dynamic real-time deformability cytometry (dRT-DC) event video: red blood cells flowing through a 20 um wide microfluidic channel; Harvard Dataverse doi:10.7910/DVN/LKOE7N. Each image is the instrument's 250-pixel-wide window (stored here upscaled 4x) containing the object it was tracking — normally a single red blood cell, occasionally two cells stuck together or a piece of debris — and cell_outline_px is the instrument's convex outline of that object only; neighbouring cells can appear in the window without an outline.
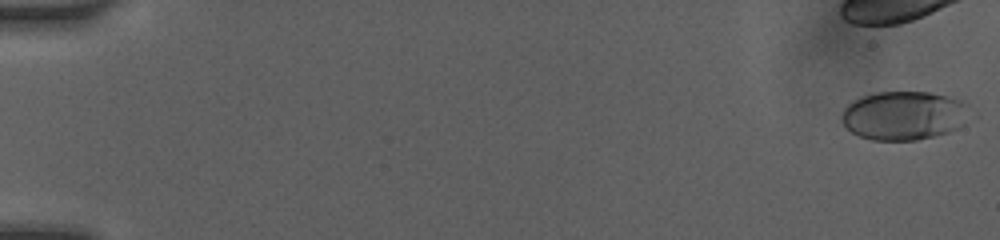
{"species": "human", "species_latin": "Homo sapiens", "temperature_condition": "room temperature", "stored_images_in_passage": 36, "camera_frame_rate_fps": 3000, "um_per_image_px": 0.085, "donor": {"sex": "female"}, "frame": {"image": 1, "passage_image": 1, "time_ms": 0.0, "image_size_px": [1000, 240], "cell_outline_px": [[980, 116], [948, 132], [916, 140], [872, 140], [860, 136], [852, 132], [840, 120], [840, 116], [844, 108], [852, 100], [860, 96], [876, 92], [928, 92], [948, 96], [964, 100]], "centroid_in_image_um": [76.95, 9.8], "position_along_channel_um": 8.0, "area_um2": 37.51}}